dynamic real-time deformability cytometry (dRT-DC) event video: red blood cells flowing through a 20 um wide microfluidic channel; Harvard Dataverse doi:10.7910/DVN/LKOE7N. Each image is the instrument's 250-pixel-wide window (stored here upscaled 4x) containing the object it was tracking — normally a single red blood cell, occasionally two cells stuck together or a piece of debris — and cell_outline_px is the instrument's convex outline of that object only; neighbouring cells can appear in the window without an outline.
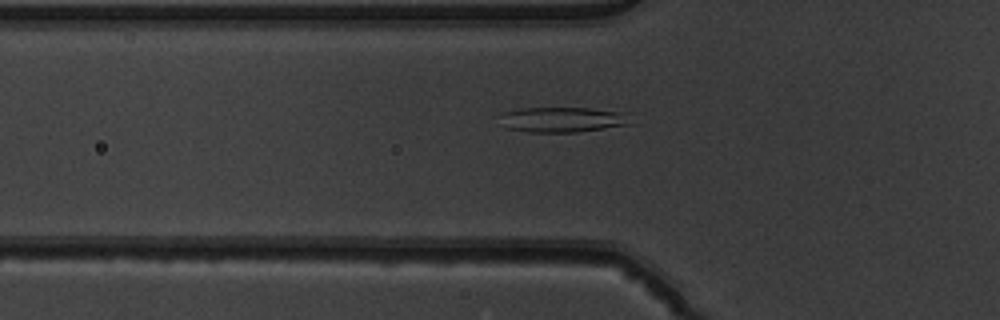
{"species": "common noctule bat (a hibernating species)", "species_latin": "Nyctalus noctula", "temperature_condition": "warm", "stored_images_in_passage": 52, "camera_frame_rate_fps": 3000, "um_per_image_px": 0.085, "animal": {"sex": "male", "body_mass_g": 19.5, "forearm_length_mm": 54.6}, "frame": {"image": 1, "passage_image": 18, "time_ms": 5.667, "image_size_px": [1000, 320], "cell_outline_px": [[636, 124], [576, 132], [528, 132], [504, 128], [500, 112], [520, 108], [588, 108], [632, 112]], "centroid_in_image_um": [47.97, 10.16], "position_along_channel_um": 77.8, "area_um2": 19.94}}
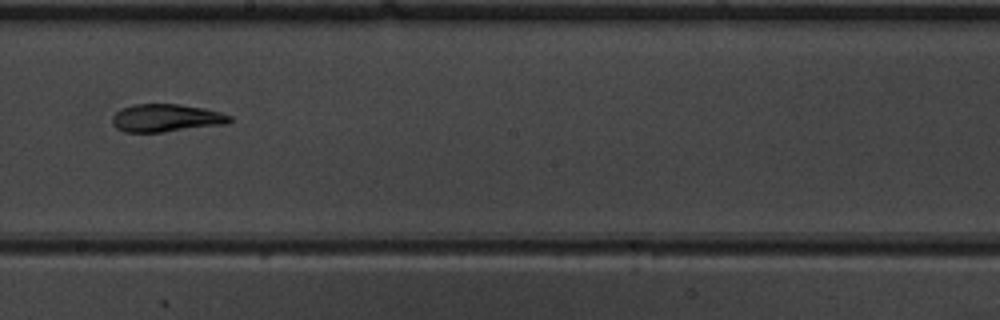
{"frame": {"image": 2, "passage_image": 30, "time_ms": 9.667, "image_size_px": [1000, 320], "cell_outline_px": [[232, 120], [228, 124], [160, 132], [124, 132], [116, 128], [112, 124], [112, 116], [120, 108], [132, 104], [176, 104], [204, 108], [220, 112], [232, 116]], "centroid_in_image_um": [14.1, 10.03], "position_along_channel_um": 234.1, "area_um2": 19.13}}
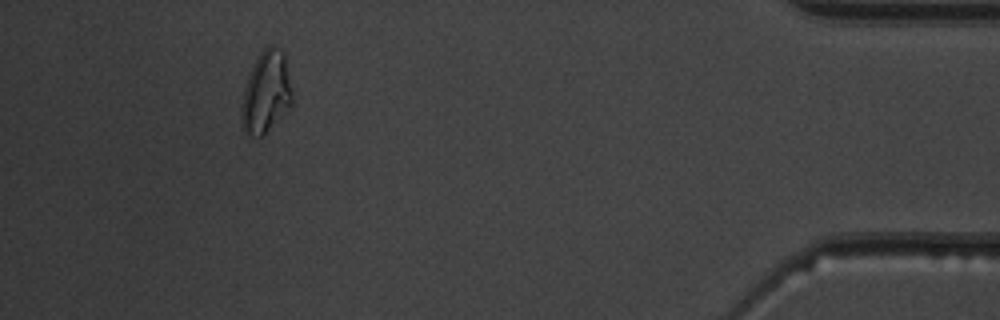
{"frame": {"image": 3, "passage_image": 48, "time_ms": 15.667, "image_size_px": [1000, 320], "cell_outline_px": [[292, 104], [260, 136], [248, 136], [244, 132], [240, 120], [240, 108], [244, 88], [248, 76], [256, 56], [268, 44], [272, 44], [284, 52], [292, 92]], "centroid_in_image_um": [22.58, 7.8], "position_along_channel_um": 412.6, "area_um2": 24.1}, "authors_computed_cell_mechanics": {"area_um2": 20.519, "velocity_mm_per_s": 3.8989, "shape_relaxation_time_tau1_ms": null, "shape_relaxation_time_tau2_ms": 2.0524, "deformation_change_tau1": null, "deformation_change_tau2": 0.073}}